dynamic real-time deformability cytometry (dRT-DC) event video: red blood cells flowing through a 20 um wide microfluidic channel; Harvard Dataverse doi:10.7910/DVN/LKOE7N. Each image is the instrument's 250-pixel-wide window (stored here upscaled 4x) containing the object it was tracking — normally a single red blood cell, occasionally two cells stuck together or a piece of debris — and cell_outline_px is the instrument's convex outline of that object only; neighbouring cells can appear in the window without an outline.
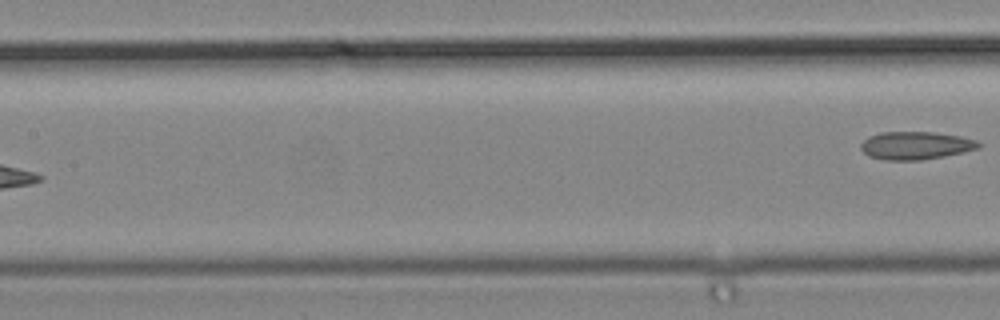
{"species": "common noctule bat (a hibernating species)", "species_latin": "Nyctalus noctula", "temperature_condition": "cold", "stored_images_in_passage": 7, "segment_of_instrument_passage": [2, 2], "camera_frame_rate_fps": 3000, "um_per_image_px": 0.085, "animal": {"sex": "male", "body_mass_g": 19.2, "forearm_length_mm": 51.8}, "frame": {"image": 1, "passage_image": 7, "time_ms": 2.0, "image_size_px": [1000, 320], "cell_outline_px": [[984, 144], [980, 148], [964, 152], [944, 156], [920, 160], [884, 160], [868, 156], [860, 148], [860, 144], [868, 136], [880, 132], [932, 132], [960, 136], [976, 140]], "centroid_in_image_um": [77.84, 12.37], "position_along_channel_um": 129.6, "area_um2": 19.31}}